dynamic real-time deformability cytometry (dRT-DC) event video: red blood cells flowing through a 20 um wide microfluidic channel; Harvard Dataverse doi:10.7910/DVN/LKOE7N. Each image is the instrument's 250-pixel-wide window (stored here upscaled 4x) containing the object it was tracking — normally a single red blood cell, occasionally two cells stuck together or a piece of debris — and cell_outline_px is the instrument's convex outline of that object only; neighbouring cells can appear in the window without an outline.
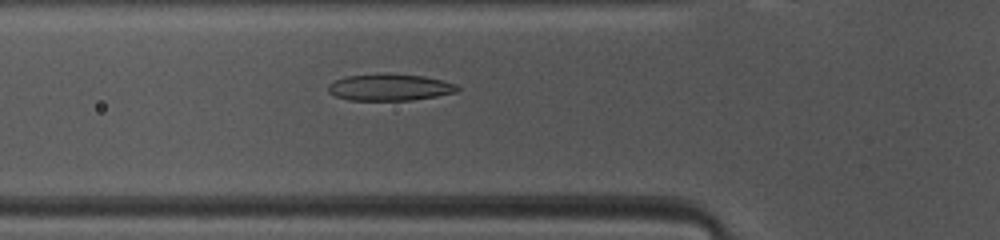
{"species": "common noctule bat (a hibernating species)", "species_latin": "Nyctalus noctula", "temperature_condition": "warm", "stored_images_in_passage": 46, "camera_frame_rate_fps": 3000, "um_per_image_px": 0.085, "animal": {"sex": "female", "body_mass_g": 10.0, "forearm_length_mm": 53.1}, "frame": {"image": 1, "passage_image": 14, "time_ms": 4.333, "image_size_px": [1000, 240], "cell_outline_px": [[460, 88], [456, 92], [436, 96], [412, 100], [348, 100], [336, 96], [328, 92], [328, 84], [344, 76], [384, 72], [388, 72], [424, 76], [444, 80], [456, 84]], "centroid_in_image_um": [33.12, 7.39], "position_along_channel_um": 92.7, "area_um2": 20.52}}
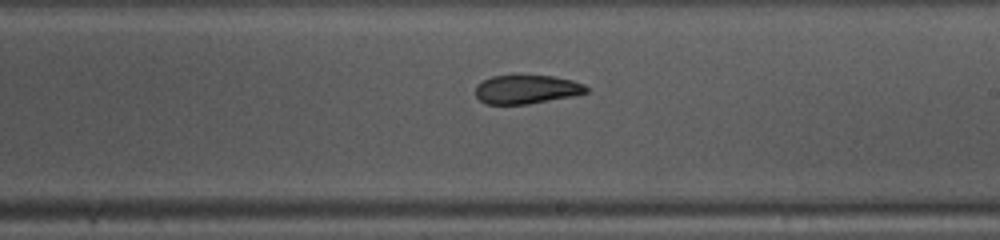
{"frame": {"image": 2, "passage_image": 25, "time_ms": 8.0, "image_size_px": [1000, 240], "cell_outline_px": [[588, 92], [572, 96], [528, 104], [484, 104], [476, 96], [476, 84], [492, 76], [552, 76], [572, 80], [584, 84], [588, 88]], "centroid_in_image_um": [44.75, 7.6], "position_along_channel_um": 244.3, "area_um2": 18.44}}
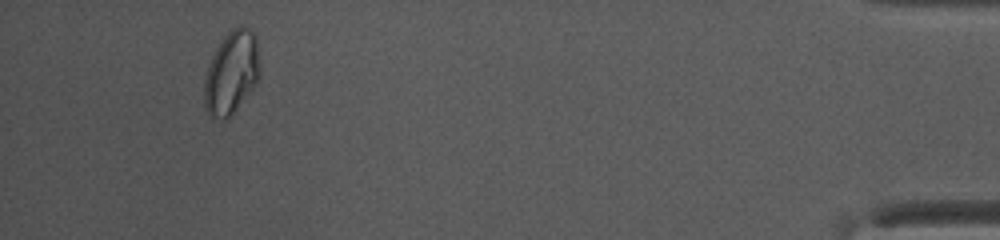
{"frame": {"image": 3, "passage_image": 43, "time_ms": 14.0, "image_size_px": [1000, 240], "cell_outline_px": [[260, 72], [256, 84], [232, 112], [224, 120], [212, 120], [204, 108], [204, 80], [208, 64], [216, 48], [224, 36], [232, 28], [244, 24], [256, 36], [260, 60]], "centroid_in_image_um": [19.66, 6.16], "position_along_channel_um": 415.5, "area_um2": 27.11}, "authors_computed_cell_mechanics": {"area_um2": 20.8658, "velocity_mm_per_s": 4.1103, "shape_relaxation_time_tau1_ms": 6.6233, "shape_relaxation_time_tau2_ms": 2.9879, "deformation_change_tau1": 0.1794, "deformation_change_tau2": 0.0982}}